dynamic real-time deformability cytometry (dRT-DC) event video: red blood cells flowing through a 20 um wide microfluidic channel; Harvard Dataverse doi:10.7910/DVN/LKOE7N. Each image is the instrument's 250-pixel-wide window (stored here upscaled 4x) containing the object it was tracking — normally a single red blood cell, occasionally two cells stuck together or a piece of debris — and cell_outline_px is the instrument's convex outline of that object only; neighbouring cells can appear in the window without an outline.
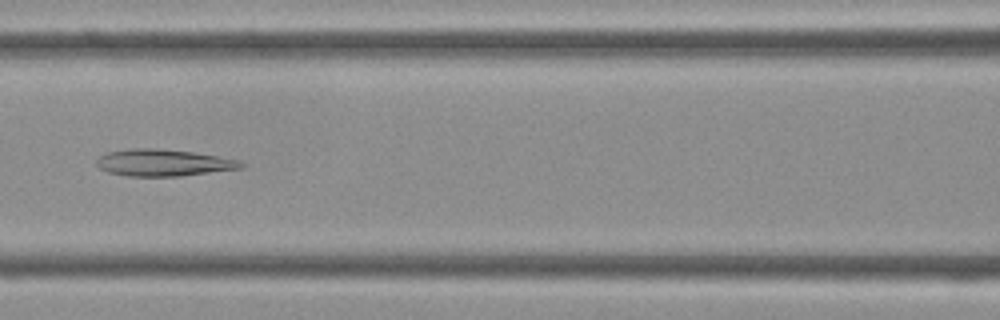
{"species": "Egyptian fruit bat (a non-hibernating species)", "species_latin": "Rousettus aegyptiacus", "temperature_condition": "cold", "stored_images_in_passage": 44, "camera_frame_rate_fps": 3000, "um_per_image_px": 0.085, "frame": {"image": 1, "passage_image": 19, "time_ms": 6.0, "image_size_px": [1000, 320], "cell_outline_px": [[244, 168], [180, 176], [128, 176], [108, 172], [100, 168], [96, 164], [96, 160], [100, 156], [108, 152], [132, 148], [152, 148], [192, 152], [240, 160], [244, 164]], "centroid_in_image_um": [13.89, 13.83], "position_along_channel_um": 152.7, "area_um2": 22.43}}
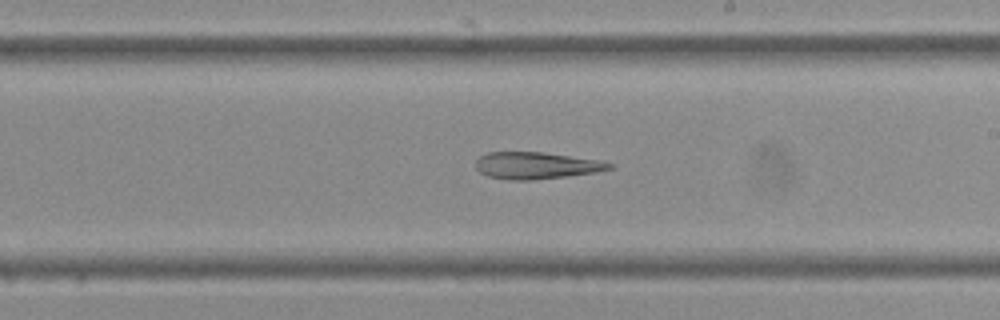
{"frame": {"image": 2, "passage_image": 25, "time_ms": 8.0, "image_size_px": [1000, 320], "cell_outline_px": [[616, 164], [612, 168], [596, 172], [568, 176], [532, 180], [508, 180], [488, 176], [480, 172], [476, 168], [476, 160], [480, 156], [488, 152], [540, 152], [600, 160]], "centroid_in_image_um": [45.59, 14.07], "position_along_channel_um": 243.4, "area_um2": 20.92}}
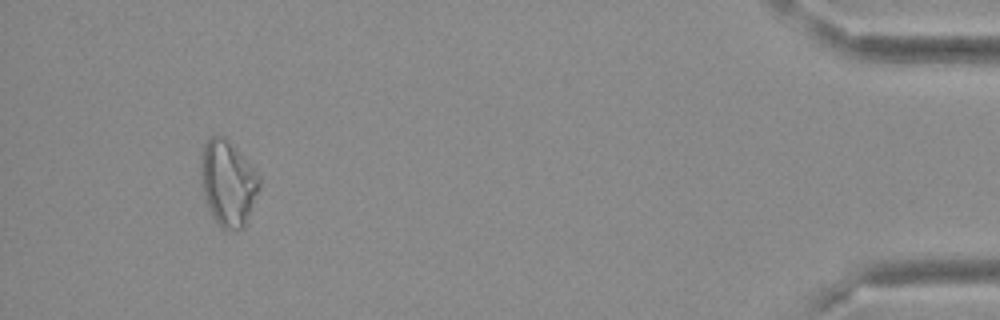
{"frame": {"image": 3, "passage_image": 41, "time_ms": 13.333, "image_size_px": [1000, 320], "cell_outline_px": [[260, 188], [244, 228], [220, 228], [212, 216], [208, 208], [200, 176], [200, 160], [204, 144], [212, 136], [224, 136], [260, 176]], "centroid_in_image_um": [19.37, 15.57], "position_along_channel_um": 415.8, "area_um2": 28.78}}